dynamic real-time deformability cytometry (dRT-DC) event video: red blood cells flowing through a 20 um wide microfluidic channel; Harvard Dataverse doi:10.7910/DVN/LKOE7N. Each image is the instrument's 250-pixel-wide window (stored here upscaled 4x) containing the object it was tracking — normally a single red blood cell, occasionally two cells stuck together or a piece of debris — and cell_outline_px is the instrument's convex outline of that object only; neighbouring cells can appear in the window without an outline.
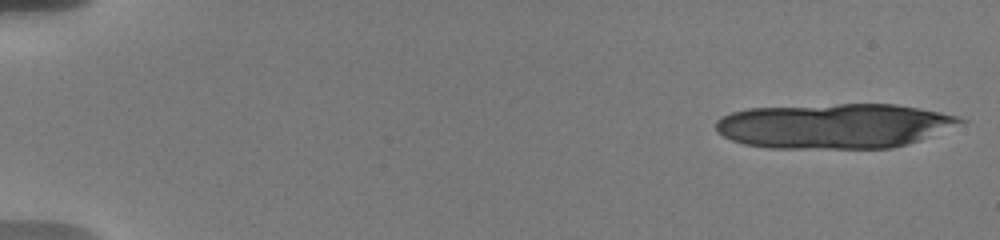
{"species": "human", "species_latin": "Homo sapiens", "temperature_condition": "warm", "stored_images_in_passage": 32, "camera_frame_rate_fps": 3000, "um_per_image_px": 0.085, "donor": {"sex": "male"}, "frame": {"image": 1, "passage_image": 1, "time_ms": 0.0, "image_size_px": [1000, 240], "cell_outline_px": [[968, 120], [920, 140], [892, 148], [768, 148], [744, 144], [732, 140], [716, 132], [716, 120], [720, 116], [732, 112], [748, 108], [836, 104], [896, 104], [940, 112], [956, 116]], "centroid_in_image_um": [70.85, 10.7], "position_along_channel_um": 14.1, "area_um2": 63.93}}